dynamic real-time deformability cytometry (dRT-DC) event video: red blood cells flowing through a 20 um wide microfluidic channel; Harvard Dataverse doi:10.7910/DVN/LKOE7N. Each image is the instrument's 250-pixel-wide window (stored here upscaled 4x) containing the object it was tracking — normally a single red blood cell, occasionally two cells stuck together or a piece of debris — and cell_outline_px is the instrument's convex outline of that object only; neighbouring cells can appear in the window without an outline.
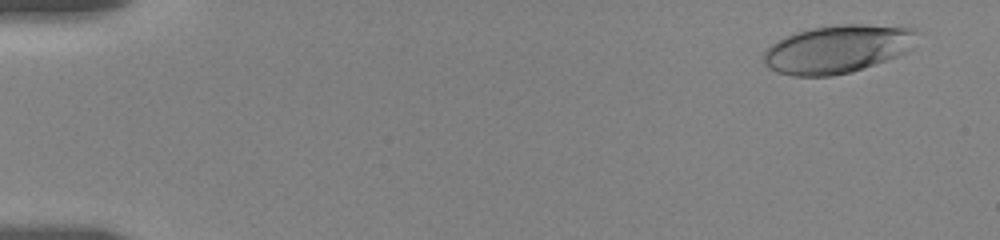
{"species": "human", "species_latin": "Homo sapiens", "temperature_condition": "room temperature", "stored_images_in_passage": 16, "camera_frame_rate_fps": 3000, "um_per_image_px": 0.085, "donor": {"sex": "female"}, "frame": {"image": 1, "passage_image": 2, "time_ms": 0.667, "image_size_px": [1000, 240], "cell_outline_px": [[916, 32], [908, 52], [900, 56], [852, 72], [832, 76], [792, 76], [776, 72], [768, 68], [764, 64], [764, 52], [772, 44], [784, 36], [796, 32], [812, 28], [836, 24], [908, 24], [916, 28]], "centroid_in_image_um": [71.24, 4.15], "position_along_channel_um": 13.8, "area_um2": 43.75}}
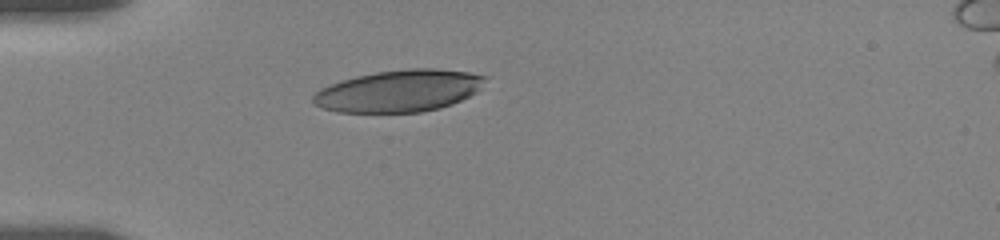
{"frame": {"image": 2, "passage_image": 10, "time_ms": 5.0, "image_size_px": [1000, 240], "cell_outline_px": [[488, 76], [476, 92], [452, 104], [440, 108], [420, 112], [336, 112], [312, 104], [312, 96], [320, 88], [340, 80], [356, 76], [376, 72], [408, 68], [436, 68], [468, 72]], "centroid_in_image_um": [33.89, 7.72], "position_along_channel_um": 51.1, "area_um2": 42.08}}
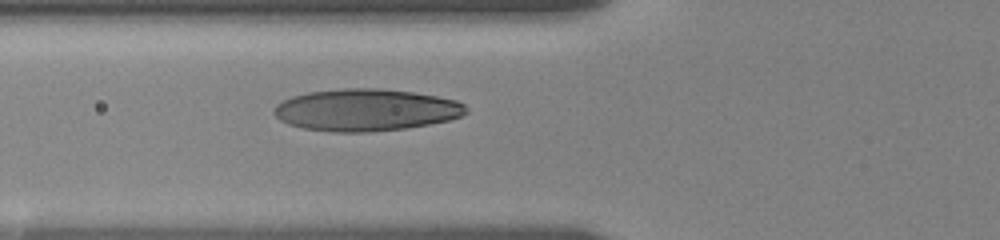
{"frame": {"image": 3, "passage_image": 16, "time_ms": 6.667, "image_size_px": [1000, 240], "cell_outline_px": [[468, 112], [460, 116], [448, 120], [428, 124], [404, 128], [364, 132], [332, 132], [304, 128], [288, 124], [280, 120], [272, 112], [276, 104], [292, 96], [308, 92], [344, 88], [380, 88], [412, 92], [436, 96], [456, 100], [464, 104], [468, 108]], "centroid_in_image_um": [31.08, 9.34], "position_along_channel_um": 94.7, "area_um2": 46.93}}